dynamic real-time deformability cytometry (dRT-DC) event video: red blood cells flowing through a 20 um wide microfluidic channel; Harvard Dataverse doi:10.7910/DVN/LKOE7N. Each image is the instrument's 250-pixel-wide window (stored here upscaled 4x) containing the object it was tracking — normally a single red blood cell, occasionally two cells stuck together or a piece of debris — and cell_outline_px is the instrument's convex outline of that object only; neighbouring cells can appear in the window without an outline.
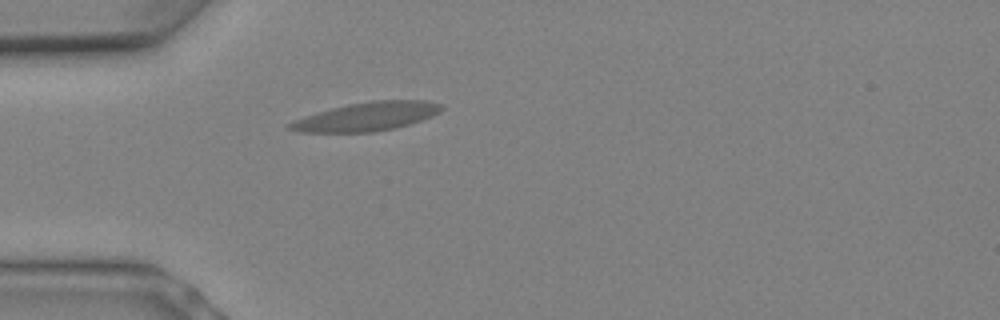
{"species": "Egyptian fruit bat (a non-hibernating species)", "species_latin": "Rousettus aegyptiacus", "temperature_condition": "warm", "stored_images_in_passage": 4, "camera_frame_rate_fps": 3000, "um_per_image_px": 0.085, "animal": {"sex": "female"}, "frame": {"image": 1, "passage_image": 1, "time_ms": 0.0, "image_size_px": [1000, 320], "cell_outline_px": [[444, 108], [440, 112], [432, 116], [396, 128], [372, 132], [300, 132], [288, 128], [288, 124], [296, 120], [332, 108], [348, 104], [372, 100], [424, 100], [440, 104]], "centroid_in_image_um": [31.23, 9.9], "position_along_channel_um": 53.8, "area_um2": 24.91}}
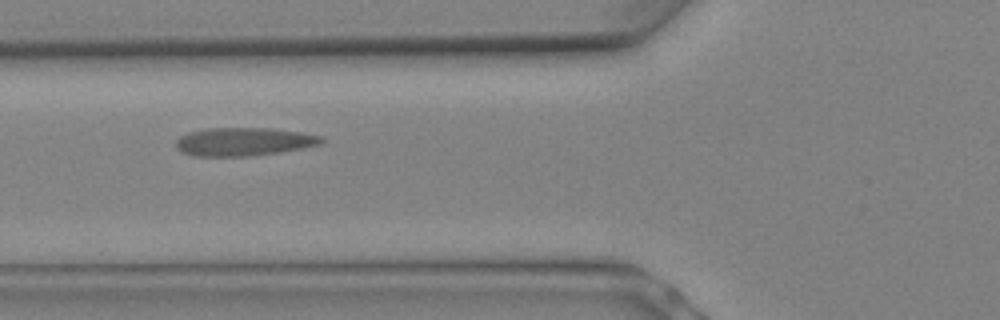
{"frame": {"image": 2, "passage_image": 3, "time_ms": 0.667, "image_size_px": [1000, 320], "cell_outline_px": [[324, 144], [280, 152], [248, 156], [196, 156], [180, 152], [176, 148], [176, 140], [180, 136], [188, 132], [208, 128], [272, 128], [300, 132], [324, 136]], "centroid_in_image_um": [20.74, 12.04], "position_along_channel_um": 105.1, "area_um2": 24.16}}